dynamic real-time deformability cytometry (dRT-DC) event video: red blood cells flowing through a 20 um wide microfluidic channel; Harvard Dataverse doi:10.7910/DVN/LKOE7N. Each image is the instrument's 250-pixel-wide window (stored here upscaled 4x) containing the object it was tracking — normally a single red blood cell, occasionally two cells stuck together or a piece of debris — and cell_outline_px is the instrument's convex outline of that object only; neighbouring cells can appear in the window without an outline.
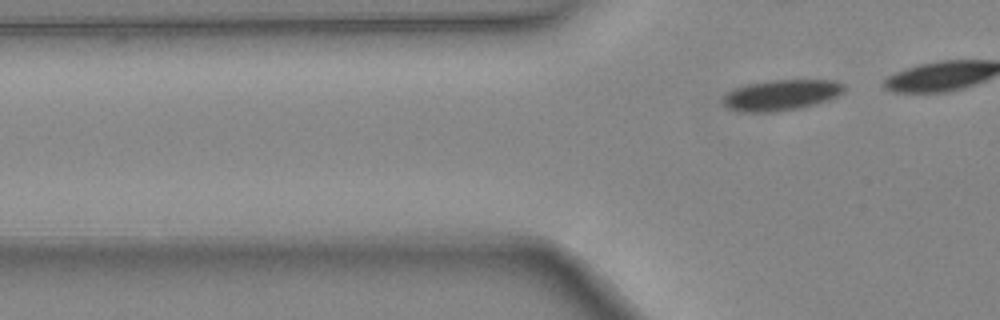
{"species": "common noctule bat (a hibernating species)", "species_latin": "Nyctalus noctula", "temperature_condition": "warm", "stored_images_in_passage": 8, "camera_frame_rate_fps": 3000, "um_per_image_px": 0.085, "animal": {"sex": "female", "body_mass_g": 24.6, "forearm_length_mm": 56.2}, "frame": {"image": 1, "passage_image": 8, "time_ms": 2.333, "image_size_px": [1000, 320], "cell_outline_px": [[844, 92], [828, 100], [816, 104], [800, 108], [780, 112], [736, 112], [720, 104], [724, 96], [728, 92], [736, 88], [748, 84], [772, 80], [836, 80], [844, 84]], "centroid_in_image_um": [66.38, 8.1], "position_along_channel_um": 59.4, "area_um2": 21.96}}